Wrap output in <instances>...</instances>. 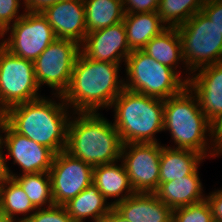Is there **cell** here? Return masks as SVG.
I'll list each match as a JSON object with an SVG mask.
<instances>
[{"mask_svg":"<svg viewBox=\"0 0 222 222\" xmlns=\"http://www.w3.org/2000/svg\"><path fill=\"white\" fill-rule=\"evenodd\" d=\"M120 64L95 61L79 53L71 75L70 84L62 95L75 112H97L110 106L124 89L119 80Z\"/></svg>","mask_w":222,"mask_h":222,"instance_id":"obj_1","label":"cell"},{"mask_svg":"<svg viewBox=\"0 0 222 222\" xmlns=\"http://www.w3.org/2000/svg\"><path fill=\"white\" fill-rule=\"evenodd\" d=\"M56 96L62 99V104L41 97L13 105L5 111L7 124L15 132L48 147L55 154L66 150L71 119L62 95Z\"/></svg>","mask_w":222,"mask_h":222,"instance_id":"obj_2","label":"cell"},{"mask_svg":"<svg viewBox=\"0 0 222 222\" xmlns=\"http://www.w3.org/2000/svg\"><path fill=\"white\" fill-rule=\"evenodd\" d=\"M73 114L78 117L69 121L66 151L92 167L120 161L123 143L113 123L96 112Z\"/></svg>","mask_w":222,"mask_h":222,"instance_id":"obj_3","label":"cell"},{"mask_svg":"<svg viewBox=\"0 0 222 222\" xmlns=\"http://www.w3.org/2000/svg\"><path fill=\"white\" fill-rule=\"evenodd\" d=\"M114 123L123 144L158 143L155 133L164 131V99L127 89L111 104Z\"/></svg>","mask_w":222,"mask_h":222,"instance_id":"obj_4","label":"cell"},{"mask_svg":"<svg viewBox=\"0 0 222 222\" xmlns=\"http://www.w3.org/2000/svg\"><path fill=\"white\" fill-rule=\"evenodd\" d=\"M163 130L170 131L176 149L193 150L204 157L208 156L206 132H211V122L188 86L180 93L164 99Z\"/></svg>","mask_w":222,"mask_h":222,"instance_id":"obj_5","label":"cell"},{"mask_svg":"<svg viewBox=\"0 0 222 222\" xmlns=\"http://www.w3.org/2000/svg\"><path fill=\"white\" fill-rule=\"evenodd\" d=\"M125 63L128 81L124 88L127 90L168 99L187 86L188 79L183 80L180 72L159 63L142 50H132Z\"/></svg>","mask_w":222,"mask_h":222,"instance_id":"obj_6","label":"cell"},{"mask_svg":"<svg viewBox=\"0 0 222 222\" xmlns=\"http://www.w3.org/2000/svg\"><path fill=\"white\" fill-rule=\"evenodd\" d=\"M177 29L184 63L191 73L204 66L222 62V34L202 11Z\"/></svg>","mask_w":222,"mask_h":222,"instance_id":"obj_7","label":"cell"},{"mask_svg":"<svg viewBox=\"0 0 222 222\" xmlns=\"http://www.w3.org/2000/svg\"><path fill=\"white\" fill-rule=\"evenodd\" d=\"M35 79L34 62L20 58L0 43V111L41 98Z\"/></svg>","mask_w":222,"mask_h":222,"instance_id":"obj_8","label":"cell"},{"mask_svg":"<svg viewBox=\"0 0 222 222\" xmlns=\"http://www.w3.org/2000/svg\"><path fill=\"white\" fill-rule=\"evenodd\" d=\"M80 44L67 39H55L34 61L35 79L39 86L47 84L63 95L67 90Z\"/></svg>","mask_w":222,"mask_h":222,"instance_id":"obj_9","label":"cell"},{"mask_svg":"<svg viewBox=\"0 0 222 222\" xmlns=\"http://www.w3.org/2000/svg\"><path fill=\"white\" fill-rule=\"evenodd\" d=\"M10 37L5 40V48L20 58L34 62L38 56L57 39L51 25L41 12L25 11L9 31Z\"/></svg>","mask_w":222,"mask_h":222,"instance_id":"obj_10","label":"cell"},{"mask_svg":"<svg viewBox=\"0 0 222 222\" xmlns=\"http://www.w3.org/2000/svg\"><path fill=\"white\" fill-rule=\"evenodd\" d=\"M129 149V150H128ZM159 143H126L122 145L121 163L135 193H155L160 182Z\"/></svg>","mask_w":222,"mask_h":222,"instance_id":"obj_11","label":"cell"},{"mask_svg":"<svg viewBox=\"0 0 222 222\" xmlns=\"http://www.w3.org/2000/svg\"><path fill=\"white\" fill-rule=\"evenodd\" d=\"M54 205H64L93 183V167L66 150L55 154L49 170Z\"/></svg>","mask_w":222,"mask_h":222,"instance_id":"obj_12","label":"cell"},{"mask_svg":"<svg viewBox=\"0 0 222 222\" xmlns=\"http://www.w3.org/2000/svg\"><path fill=\"white\" fill-rule=\"evenodd\" d=\"M80 47H82L80 48L81 53L89 59L115 64H120L122 59L126 61V58L132 52L127 43L123 21L87 33Z\"/></svg>","mask_w":222,"mask_h":222,"instance_id":"obj_13","label":"cell"},{"mask_svg":"<svg viewBox=\"0 0 222 222\" xmlns=\"http://www.w3.org/2000/svg\"><path fill=\"white\" fill-rule=\"evenodd\" d=\"M3 145L23 174L49 172L55 153L48 147L15 132L8 124Z\"/></svg>","mask_w":222,"mask_h":222,"instance_id":"obj_14","label":"cell"},{"mask_svg":"<svg viewBox=\"0 0 222 222\" xmlns=\"http://www.w3.org/2000/svg\"><path fill=\"white\" fill-rule=\"evenodd\" d=\"M56 38L82 44L87 32L84 0H62L42 12Z\"/></svg>","mask_w":222,"mask_h":222,"instance_id":"obj_15","label":"cell"},{"mask_svg":"<svg viewBox=\"0 0 222 222\" xmlns=\"http://www.w3.org/2000/svg\"><path fill=\"white\" fill-rule=\"evenodd\" d=\"M191 78L187 86L197 97L199 106L208 120L222 114V62L204 66Z\"/></svg>","mask_w":222,"mask_h":222,"instance_id":"obj_16","label":"cell"},{"mask_svg":"<svg viewBox=\"0 0 222 222\" xmlns=\"http://www.w3.org/2000/svg\"><path fill=\"white\" fill-rule=\"evenodd\" d=\"M114 209L129 222H172V209L155 193H134Z\"/></svg>","mask_w":222,"mask_h":222,"instance_id":"obj_17","label":"cell"},{"mask_svg":"<svg viewBox=\"0 0 222 222\" xmlns=\"http://www.w3.org/2000/svg\"><path fill=\"white\" fill-rule=\"evenodd\" d=\"M202 191V183L197 169L188 176L168 182H159L155 195L174 210L205 200L206 196H203Z\"/></svg>","mask_w":222,"mask_h":222,"instance_id":"obj_18","label":"cell"},{"mask_svg":"<svg viewBox=\"0 0 222 222\" xmlns=\"http://www.w3.org/2000/svg\"><path fill=\"white\" fill-rule=\"evenodd\" d=\"M115 163L116 162L93 167V183L103 196L106 199L109 197H119L111 203L113 206L135 193L123 163L119 166ZM123 192L125 193L124 195H122Z\"/></svg>","mask_w":222,"mask_h":222,"instance_id":"obj_19","label":"cell"},{"mask_svg":"<svg viewBox=\"0 0 222 222\" xmlns=\"http://www.w3.org/2000/svg\"><path fill=\"white\" fill-rule=\"evenodd\" d=\"M106 200L92 183L63 206L74 222H83L86 217H91L93 222H99L114 208L112 204H107Z\"/></svg>","mask_w":222,"mask_h":222,"instance_id":"obj_20","label":"cell"},{"mask_svg":"<svg viewBox=\"0 0 222 222\" xmlns=\"http://www.w3.org/2000/svg\"><path fill=\"white\" fill-rule=\"evenodd\" d=\"M123 23L131 50H142L153 37L168 28L157 12L125 14Z\"/></svg>","mask_w":222,"mask_h":222,"instance_id":"obj_21","label":"cell"},{"mask_svg":"<svg viewBox=\"0 0 222 222\" xmlns=\"http://www.w3.org/2000/svg\"><path fill=\"white\" fill-rule=\"evenodd\" d=\"M173 148L162 146L160 182H168L193 174L198 169L200 161L205 158L193 150Z\"/></svg>","mask_w":222,"mask_h":222,"instance_id":"obj_22","label":"cell"},{"mask_svg":"<svg viewBox=\"0 0 222 222\" xmlns=\"http://www.w3.org/2000/svg\"><path fill=\"white\" fill-rule=\"evenodd\" d=\"M142 51L174 70L177 69L180 60L184 62L181 39L177 28L165 29L160 35L153 37L142 48Z\"/></svg>","mask_w":222,"mask_h":222,"instance_id":"obj_23","label":"cell"},{"mask_svg":"<svg viewBox=\"0 0 222 222\" xmlns=\"http://www.w3.org/2000/svg\"><path fill=\"white\" fill-rule=\"evenodd\" d=\"M84 6L87 33L124 20L123 0H84Z\"/></svg>","mask_w":222,"mask_h":222,"instance_id":"obj_24","label":"cell"},{"mask_svg":"<svg viewBox=\"0 0 222 222\" xmlns=\"http://www.w3.org/2000/svg\"><path fill=\"white\" fill-rule=\"evenodd\" d=\"M10 178L21 186L37 209L42 208L47 202L49 207L54 205L49 172L22 174L21 176L10 172Z\"/></svg>","mask_w":222,"mask_h":222,"instance_id":"obj_25","label":"cell"},{"mask_svg":"<svg viewBox=\"0 0 222 222\" xmlns=\"http://www.w3.org/2000/svg\"><path fill=\"white\" fill-rule=\"evenodd\" d=\"M37 208L31 203L21 186L13 179L7 178L0 183V212L12 219L16 214L33 212Z\"/></svg>","mask_w":222,"mask_h":222,"instance_id":"obj_26","label":"cell"},{"mask_svg":"<svg viewBox=\"0 0 222 222\" xmlns=\"http://www.w3.org/2000/svg\"><path fill=\"white\" fill-rule=\"evenodd\" d=\"M206 0H159L157 14L168 28H177L202 10Z\"/></svg>","mask_w":222,"mask_h":222,"instance_id":"obj_27","label":"cell"},{"mask_svg":"<svg viewBox=\"0 0 222 222\" xmlns=\"http://www.w3.org/2000/svg\"><path fill=\"white\" fill-rule=\"evenodd\" d=\"M172 222H214L211 208L205 200L172 210Z\"/></svg>","mask_w":222,"mask_h":222,"instance_id":"obj_28","label":"cell"},{"mask_svg":"<svg viewBox=\"0 0 222 222\" xmlns=\"http://www.w3.org/2000/svg\"><path fill=\"white\" fill-rule=\"evenodd\" d=\"M18 220L19 222H74L63 205L39 208Z\"/></svg>","mask_w":222,"mask_h":222,"instance_id":"obj_29","label":"cell"},{"mask_svg":"<svg viewBox=\"0 0 222 222\" xmlns=\"http://www.w3.org/2000/svg\"><path fill=\"white\" fill-rule=\"evenodd\" d=\"M20 4V0H0V25L4 29L10 27L12 21L14 24L24 15V13L17 15Z\"/></svg>","mask_w":222,"mask_h":222,"instance_id":"obj_30","label":"cell"},{"mask_svg":"<svg viewBox=\"0 0 222 222\" xmlns=\"http://www.w3.org/2000/svg\"><path fill=\"white\" fill-rule=\"evenodd\" d=\"M158 5L159 0H123L125 14L157 12Z\"/></svg>","mask_w":222,"mask_h":222,"instance_id":"obj_31","label":"cell"},{"mask_svg":"<svg viewBox=\"0 0 222 222\" xmlns=\"http://www.w3.org/2000/svg\"><path fill=\"white\" fill-rule=\"evenodd\" d=\"M201 11L222 34V0H206Z\"/></svg>","mask_w":222,"mask_h":222,"instance_id":"obj_32","label":"cell"},{"mask_svg":"<svg viewBox=\"0 0 222 222\" xmlns=\"http://www.w3.org/2000/svg\"><path fill=\"white\" fill-rule=\"evenodd\" d=\"M207 136L214 138L213 141L212 138L210 139V143L213 142L215 146L209 151L210 155L214 157L222 154V114L211 121V132Z\"/></svg>","mask_w":222,"mask_h":222,"instance_id":"obj_33","label":"cell"},{"mask_svg":"<svg viewBox=\"0 0 222 222\" xmlns=\"http://www.w3.org/2000/svg\"><path fill=\"white\" fill-rule=\"evenodd\" d=\"M205 199L211 208L213 221L222 222V189L212 192Z\"/></svg>","mask_w":222,"mask_h":222,"instance_id":"obj_34","label":"cell"},{"mask_svg":"<svg viewBox=\"0 0 222 222\" xmlns=\"http://www.w3.org/2000/svg\"><path fill=\"white\" fill-rule=\"evenodd\" d=\"M62 0H24L25 11L42 12L49 6H52Z\"/></svg>","mask_w":222,"mask_h":222,"instance_id":"obj_35","label":"cell"},{"mask_svg":"<svg viewBox=\"0 0 222 222\" xmlns=\"http://www.w3.org/2000/svg\"><path fill=\"white\" fill-rule=\"evenodd\" d=\"M4 146L3 143L0 145V183L10 177V170L6 164L7 159L4 157L3 151L1 150Z\"/></svg>","mask_w":222,"mask_h":222,"instance_id":"obj_36","label":"cell"},{"mask_svg":"<svg viewBox=\"0 0 222 222\" xmlns=\"http://www.w3.org/2000/svg\"><path fill=\"white\" fill-rule=\"evenodd\" d=\"M99 222H129L123 218L114 208L108 212Z\"/></svg>","mask_w":222,"mask_h":222,"instance_id":"obj_37","label":"cell"},{"mask_svg":"<svg viewBox=\"0 0 222 222\" xmlns=\"http://www.w3.org/2000/svg\"><path fill=\"white\" fill-rule=\"evenodd\" d=\"M7 125V116L5 111H0V130L2 131L1 133H3L5 127ZM3 143V137L2 135H0V145Z\"/></svg>","mask_w":222,"mask_h":222,"instance_id":"obj_38","label":"cell"},{"mask_svg":"<svg viewBox=\"0 0 222 222\" xmlns=\"http://www.w3.org/2000/svg\"><path fill=\"white\" fill-rule=\"evenodd\" d=\"M15 221L17 222L18 220L12 219L6 214L0 212V222H15Z\"/></svg>","mask_w":222,"mask_h":222,"instance_id":"obj_39","label":"cell"},{"mask_svg":"<svg viewBox=\"0 0 222 222\" xmlns=\"http://www.w3.org/2000/svg\"><path fill=\"white\" fill-rule=\"evenodd\" d=\"M6 34V29H4L1 25H0V37L3 38V36Z\"/></svg>","mask_w":222,"mask_h":222,"instance_id":"obj_40","label":"cell"}]
</instances>
